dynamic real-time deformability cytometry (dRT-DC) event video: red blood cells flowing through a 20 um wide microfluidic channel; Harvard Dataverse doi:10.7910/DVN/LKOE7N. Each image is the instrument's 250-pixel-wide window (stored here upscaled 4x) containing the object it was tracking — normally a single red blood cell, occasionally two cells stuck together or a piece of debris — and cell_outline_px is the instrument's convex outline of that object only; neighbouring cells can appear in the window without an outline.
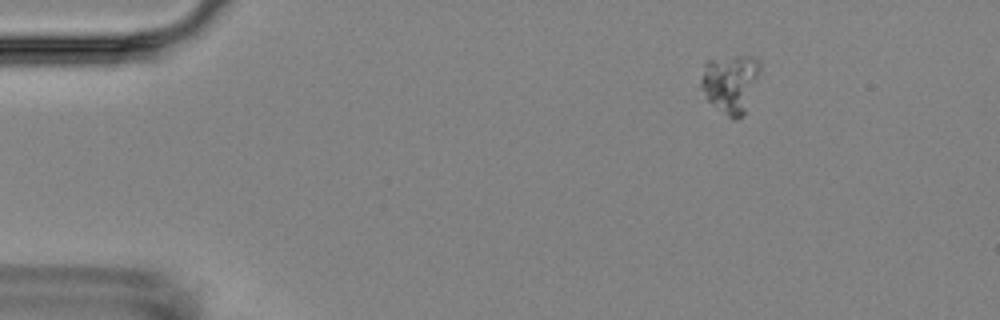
{"species": "Egyptian fruit bat (a non-hibernating species)", "species_latin": "Rousettus aegyptiacus", "temperature_condition": "room temperature", "stored_images_in_passage": 6, "camera_frame_rate_fps": 3000, "um_per_image_px": 0.085, "animal": {"sex": "female"}, "frame": {"image": 1, "passage_image": 6, "time_ms": 8.333, "image_size_px": [1000, 320], "cell_outline_px": [[760, 68], [744, 116], [736, 120], [732, 120], [708, 100], [700, 88], [700, 80], [704, 64], [708, 60], [736, 56], [752, 56], [760, 60]], "centroid_in_image_um": [62.06, 7.09], "position_along_channel_um": 22.9, "area_um2": 20.0}}